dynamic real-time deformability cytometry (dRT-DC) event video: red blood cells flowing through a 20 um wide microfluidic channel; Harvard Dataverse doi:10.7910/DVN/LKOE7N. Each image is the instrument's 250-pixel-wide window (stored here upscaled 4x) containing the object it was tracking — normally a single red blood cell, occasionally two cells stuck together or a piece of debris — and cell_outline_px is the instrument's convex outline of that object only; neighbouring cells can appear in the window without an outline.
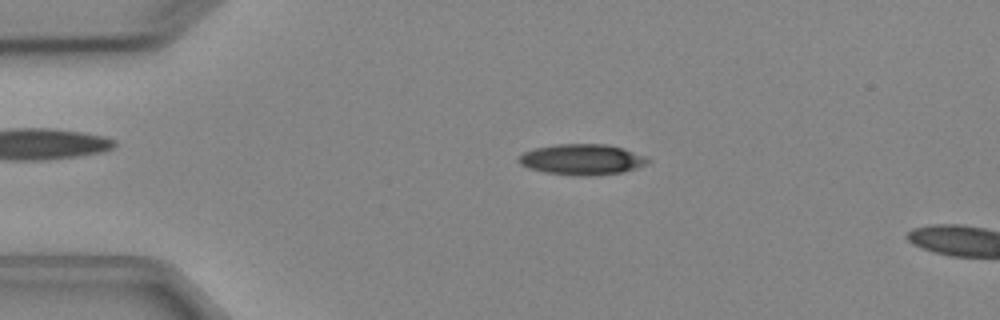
{"species": "Egyptian fruit bat (a non-hibernating species)", "species_latin": "Rousettus aegyptiacus", "temperature_condition": "cold", "stored_images_in_passage": 4, "camera_frame_rate_fps": 3000, "um_per_image_px": 0.085, "animal": {"sex": "female"}, "frame": {"image": 1, "passage_image": 3, "time_ms": 2.333, "image_size_px": [1000, 320], "cell_outline_px": [[652, 160], [636, 168], [624, 172], [592, 176], [580, 176], [544, 172], [528, 168], [520, 164], [516, 160], [524, 152], [532, 148], [556, 144], [608, 144], [624, 148]], "centroid_in_image_um": [49.44, 13.55], "position_along_channel_um": 35.6, "area_um2": 23.24}}